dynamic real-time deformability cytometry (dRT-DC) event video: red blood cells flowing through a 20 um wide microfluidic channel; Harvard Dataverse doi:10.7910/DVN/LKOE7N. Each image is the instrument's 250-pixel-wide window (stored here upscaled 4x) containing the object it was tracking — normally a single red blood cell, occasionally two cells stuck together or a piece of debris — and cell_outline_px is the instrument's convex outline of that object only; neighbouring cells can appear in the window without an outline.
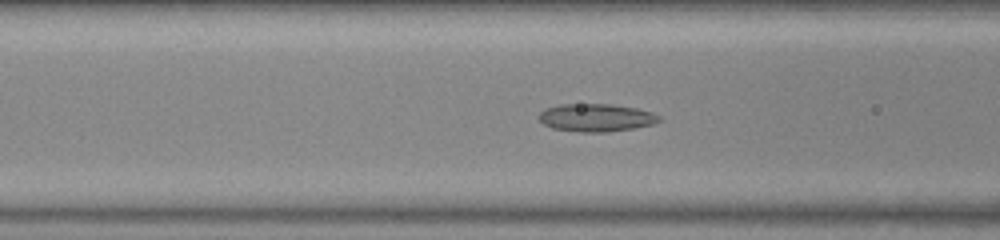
{"species": "common noctule bat (a hibernating species)", "species_latin": "Nyctalus noctula", "temperature_condition": "warm", "stored_images_in_passage": 42, "camera_frame_rate_fps": 3000, "um_per_image_px": 0.085, "animal": {"sex": "female", "body_mass_g": 23.0, "forearm_length_mm": 53.4}, "frame": {"image": 1, "passage_image": 17, "time_ms": 5.333, "image_size_px": [1000, 240], "cell_outline_px": [[660, 120], [652, 124], [632, 128], [604, 132], [580, 132], [552, 128], [544, 124], [540, 120], [540, 112], [548, 108], [560, 104], [612, 104], [636, 108], [652, 112], [660, 116]], "centroid_in_image_um": [50.67, 9.99], "position_along_channel_um": 115.9, "area_um2": 19.25}}
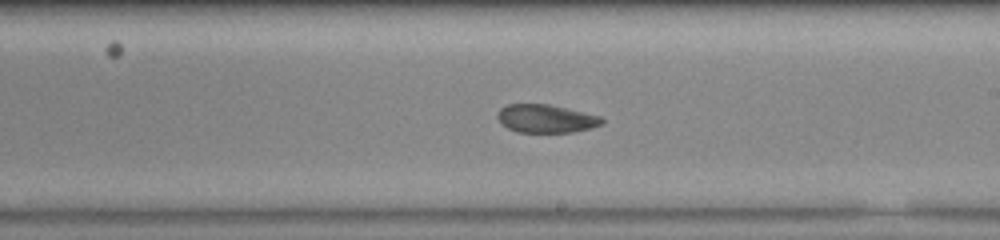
{"frame": {"image": 2, "passage_image": 27, "time_ms": 8.667, "image_size_px": [1000, 240], "cell_outline_px": [[604, 124], [572, 132], [516, 132], [508, 128], [496, 116], [500, 108], [508, 104], [548, 104], [600, 116], [604, 120]], "centroid_in_image_um": [46.4, 10.08], "position_along_channel_um": 242.6, "area_um2": 16.94}}
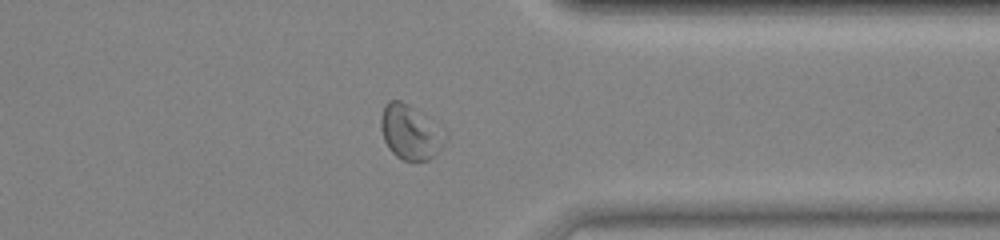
{"frame": {"image": 3, "passage_image": 38, "time_ms": 12.333, "image_size_px": [1000, 240], "cell_outline_px": [[448, 140], [436, 156], [428, 160], [404, 160], [396, 156], [388, 148], [384, 140], [380, 128], [380, 116], [388, 100], [400, 100], [408, 104], [448, 132]], "centroid_in_image_um": [34.91, 11.25], "position_along_channel_um": 376.5, "area_um2": 20.75}, "authors_computed_cell_mechanics": {"area_um2": 19.1896, "velocity_mm_per_s": 3.8105, "shape_relaxation_time_tau1_ms": null, "shape_relaxation_time_tau2_ms": 1.4039, "deformation_change_tau1": null, "deformation_change_tau2": 0.0652}}